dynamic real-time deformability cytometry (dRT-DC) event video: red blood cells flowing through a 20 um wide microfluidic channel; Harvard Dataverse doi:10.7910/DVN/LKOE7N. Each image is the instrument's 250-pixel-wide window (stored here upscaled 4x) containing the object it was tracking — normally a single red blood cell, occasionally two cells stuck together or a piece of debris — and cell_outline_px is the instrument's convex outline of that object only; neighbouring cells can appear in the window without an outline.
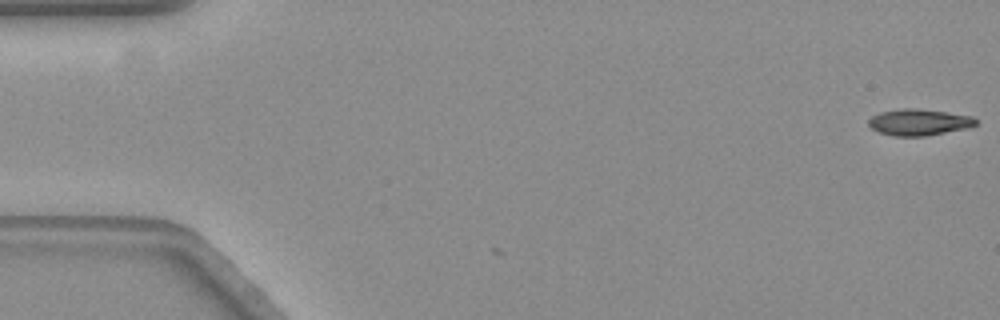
{"species": "common noctule bat (a hibernating species)", "species_latin": "Nyctalus noctula", "temperature_condition": "warm", "stored_images_in_passage": 2, "camera_frame_rate_fps": 3000, "um_per_image_px": 0.085, "animal": {"sex": "female", "body_mass_g": 19.3, "forearm_length_mm": 54.1}, "frame": {"image": 1, "passage_image": 2, "time_ms": 0.333, "image_size_px": [1000, 320], "cell_outline_px": [[976, 124], [964, 128], [924, 136], [892, 136], [880, 132], [872, 128], [868, 124], [868, 120], [872, 116], [880, 112], [904, 108], [916, 108], [972, 116], [976, 120]], "centroid_in_image_um": [78.05, 10.38], "position_along_channel_um": 6.9, "area_um2": 16.13}}